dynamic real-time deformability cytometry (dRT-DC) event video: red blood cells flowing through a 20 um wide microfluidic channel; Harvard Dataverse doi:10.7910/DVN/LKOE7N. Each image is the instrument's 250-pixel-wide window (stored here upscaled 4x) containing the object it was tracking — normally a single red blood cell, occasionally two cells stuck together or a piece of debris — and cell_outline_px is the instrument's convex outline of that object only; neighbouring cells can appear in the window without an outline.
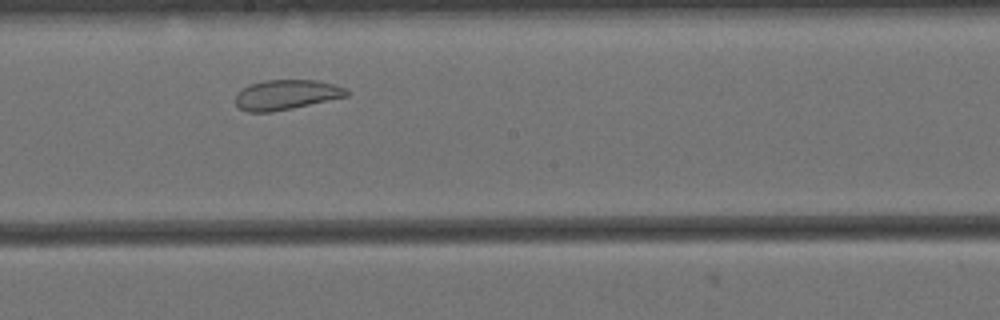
{"species": "Egyptian fruit bat (a non-hibernating species)", "species_latin": "Rousettus aegyptiacus", "temperature_condition": "cold", "stored_images_in_passage": 19, "camera_frame_rate_fps": 3000, "um_per_image_px": 0.085, "animal": {"sex": "female"}, "frame": {"image": 1, "passage_image": 18, "time_ms": 5.667, "image_size_px": [1000, 320], "cell_outline_px": [[348, 96], [292, 108], [272, 112], [248, 112], [240, 108], [236, 104], [236, 92], [240, 88], [248, 84], [264, 80], [316, 80], [332, 84], [344, 88], [348, 92]], "centroid_in_image_um": [24.27, 8.05], "position_along_channel_um": 223.9, "area_um2": 19.36}}